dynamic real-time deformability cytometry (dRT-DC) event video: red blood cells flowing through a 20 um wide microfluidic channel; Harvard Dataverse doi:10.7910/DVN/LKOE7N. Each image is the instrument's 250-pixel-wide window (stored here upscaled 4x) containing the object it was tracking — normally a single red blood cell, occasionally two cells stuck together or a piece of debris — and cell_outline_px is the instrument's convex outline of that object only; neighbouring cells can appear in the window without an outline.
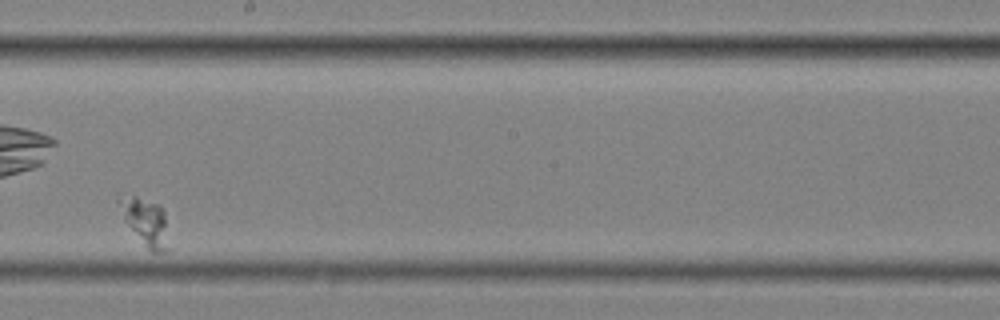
{"species": "common noctule bat (a hibernating species)", "species_latin": "Nyctalus noctula", "temperature_condition": "cold", "stored_images_in_passage": 9, "camera_frame_rate_fps": 3000, "um_per_image_px": 0.085, "animal": {"sex": "female", "body_mass_g": 25.1}, "frame": {"image": 1, "passage_image": 9, "time_ms": 2.667, "image_size_px": [1000, 320], "cell_outline_px": [[172, 248], [168, 252], [152, 252], [144, 244], [124, 220], [116, 204], [116, 196], [136, 196], [156, 204], [164, 212]], "centroid_in_image_um": [12.4, 18.88], "position_along_channel_um": 235.8, "area_um2": 13.93}}